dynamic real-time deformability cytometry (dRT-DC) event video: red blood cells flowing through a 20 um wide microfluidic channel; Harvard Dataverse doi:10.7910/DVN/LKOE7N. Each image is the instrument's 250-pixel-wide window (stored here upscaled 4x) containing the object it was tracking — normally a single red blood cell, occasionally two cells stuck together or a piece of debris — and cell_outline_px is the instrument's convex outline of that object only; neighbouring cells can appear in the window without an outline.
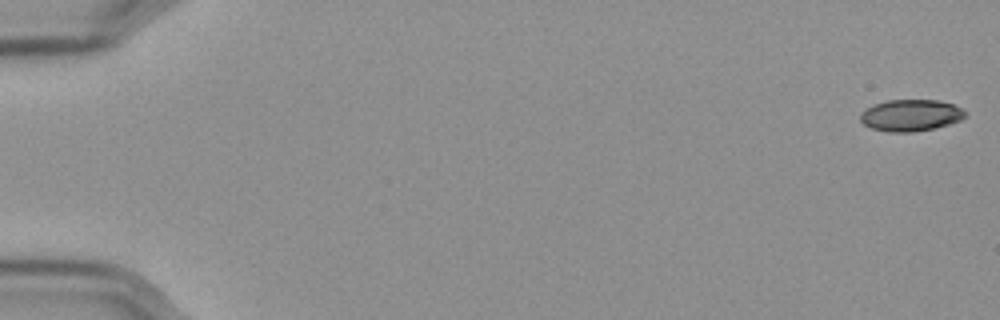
{"species": "Egyptian fruit bat (a non-hibernating species)", "species_latin": "Rousettus aegyptiacus", "temperature_condition": "cold", "stored_images_in_passage": 54, "camera_frame_rate_fps": 3000, "um_per_image_px": 0.085, "frame": {"image": 1, "passage_image": 1, "time_ms": 0.0, "image_size_px": [1000, 320], "cell_outline_px": [[968, 116], [960, 120], [936, 128], [912, 132], [888, 132], [872, 128], [864, 124], [860, 120], [860, 112], [876, 104], [888, 100], [936, 100], [952, 104], [960, 108]], "centroid_in_image_um": [77.41, 9.81], "position_along_channel_um": 7.6, "area_um2": 19.19}}
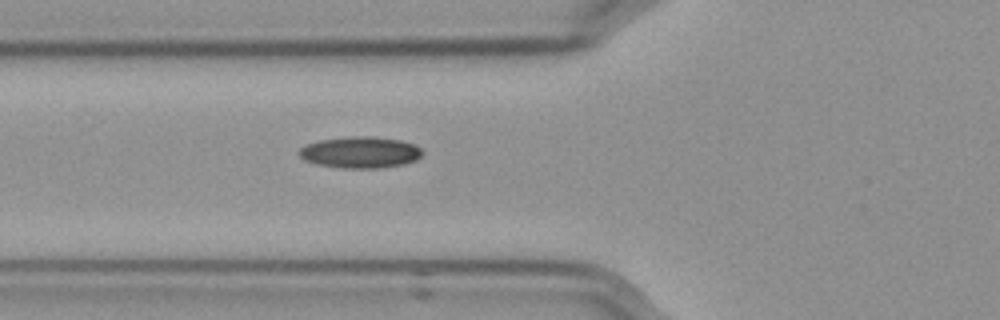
{"frame": {"image": 2, "passage_image": 22, "time_ms": 7.0, "image_size_px": [1000, 320], "cell_outline_px": [[424, 152], [416, 160], [404, 164], [380, 168], [344, 168], [316, 164], [304, 160], [296, 152], [300, 148], [308, 144], [320, 140], [352, 136], [372, 136], [400, 140], [416, 144]], "centroid_in_image_um": [30.63, 12.95], "position_along_channel_um": 95.2, "area_um2": 22.66}}
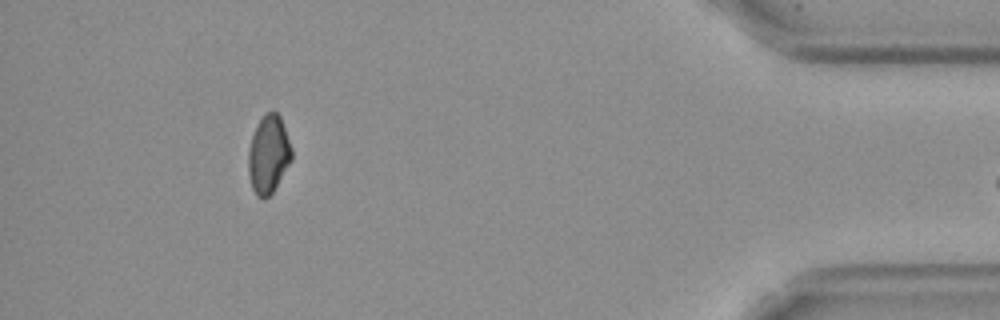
{"frame": {"image": 3, "passage_image": 53, "time_ms": 17.333, "image_size_px": [1000, 320], "cell_outline_px": [[292, 160], [272, 192], [264, 200], [256, 196], [252, 188], [248, 172], [248, 148], [256, 124], [264, 112], [276, 112], [280, 116], [292, 148]], "centroid_in_image_um": [22.81, 13.12], "position_along_channel_um": 412.4, "area_um2": 19.83}}